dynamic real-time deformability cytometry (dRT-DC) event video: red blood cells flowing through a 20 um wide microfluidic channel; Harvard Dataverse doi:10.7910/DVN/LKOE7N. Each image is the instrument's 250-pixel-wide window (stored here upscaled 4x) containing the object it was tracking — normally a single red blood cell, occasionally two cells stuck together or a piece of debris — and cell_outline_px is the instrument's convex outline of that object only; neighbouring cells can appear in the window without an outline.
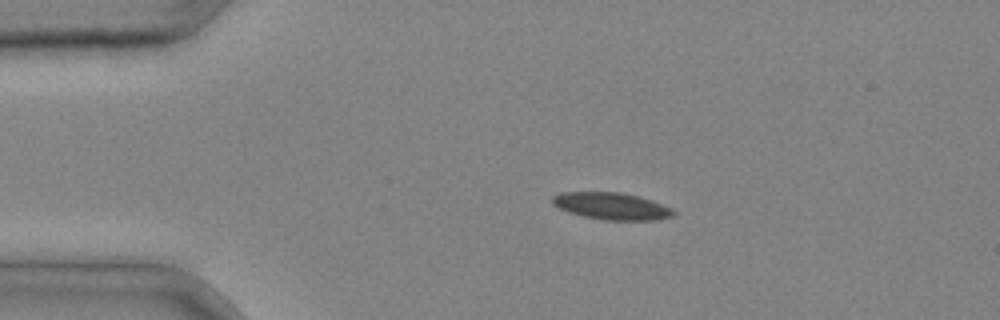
{"species": "common noctule bat (a hibernating species)", "species_latin": "Nyctalus noctula", "temperature_condition": "cold", "stored_images_in_passage": 2, "camera_frame_rate_fps": 3000, "um_per_image_px": 0.085, "animal": {"sex": "male", "body_mass_g": 20.4}, "frame": {"image": 1, "passage_image": 2, "time_ms": 0.333, "image_size_px": [1000, 320], "cell_outline_px": [[676, 212], [672, 216], [656, 220], [604, 220], [584, 216], [568, 212], [552, 204], [552, 196], [560, 192], [620, 192], [640, 196], [652, 200], [672, 208]], "centroid_in_image_um": [51.99, 17.51], "position_along_channel_um": 33.0, "area_um2": 19.13}}